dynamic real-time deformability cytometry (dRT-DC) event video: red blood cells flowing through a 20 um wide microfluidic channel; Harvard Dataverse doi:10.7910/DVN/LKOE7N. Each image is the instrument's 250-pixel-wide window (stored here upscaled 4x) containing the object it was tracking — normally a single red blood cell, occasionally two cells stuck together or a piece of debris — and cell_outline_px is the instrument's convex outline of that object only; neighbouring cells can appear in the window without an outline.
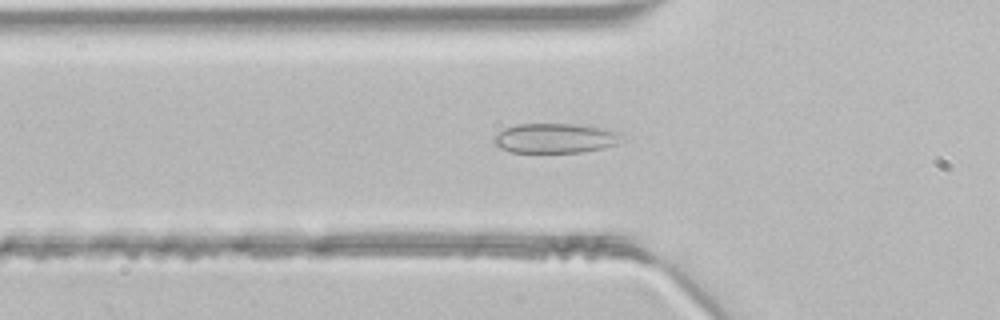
{"species": "common noctule bat (a hibernating species)", "species_latin": "Nyctalus noctula", "temperature_condition": "room temperature", "stored_images_in_passage": 46, "camera_frame_rate_fps": 3000, "um_per_image_px": 0.085, "animal": {"sex": "male", "body_mass_g": 21.5, "forearm_length_mm": 52.0}, "frame": {"image": 1, "passage_image": 15, "time_ms": 4.667, "image_size_px": [1000, 320], "cell_outline_px": [[624, 140], [616, 144], [604, 148], [580, 152], [512, 152], [500, 148], [492, 140], [504, 128], [516, 124], [576, 124], [604, 128], [624, 132]], "centroid_in_image_um": [47.27, 11.74], "position_along_channel_um": 78.5, "area_um2": 22.31}}
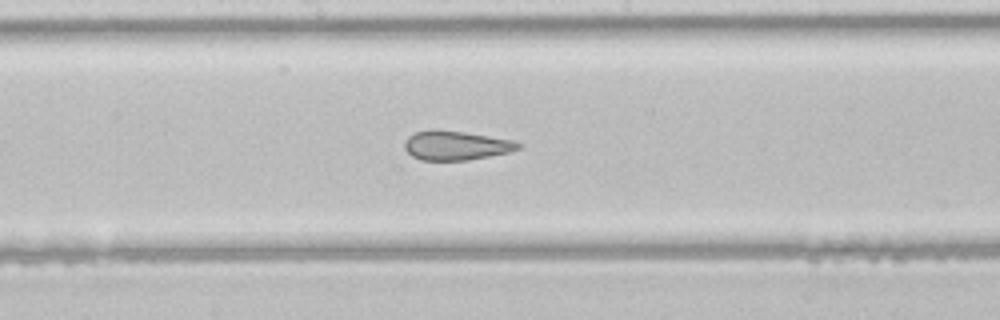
{"frame": {"image": 2, "passage_image": 24, "time_ms": 7.667, "image_size_px": [1000, 320], "cell_outline_px": [[524, 144], [520, 148], [508, 152], [468, 160], [420, 160], [412, 156], [404, 148], [404, 144], [408, 136], [416, 132], [432, 128], [464, 132], [512, 140]], "centroid_in_image_um": [38.73, 12.35], "position_along_channel_um": 209.5, "area_um2": 19.36}}
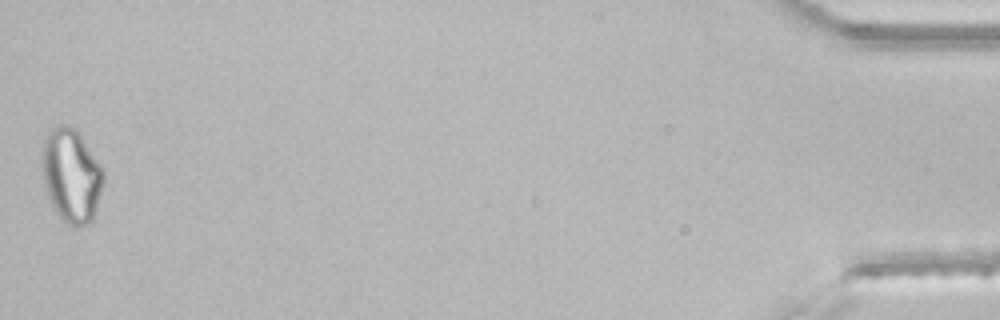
{"frame": {"image": 3, "passage_image": 46, "time_ms": 15.0, "image_size_px": [1000, 320], "cell_outline_px": [[104, 184], [92, 220], [88, 224], [68, 224], [60, 216], [52, 204], [48, 196], [44, 184], [40, 156], [44, 140], [48, 132], [52, 128], [60, 124], [64, 124], [72, 128], [80, 136], [100, 164], [104, 172]], "centroid_in_image_um": [6.05, 14.89], "position_along_channel_um": 429.2, "area_um2": 33.06}}